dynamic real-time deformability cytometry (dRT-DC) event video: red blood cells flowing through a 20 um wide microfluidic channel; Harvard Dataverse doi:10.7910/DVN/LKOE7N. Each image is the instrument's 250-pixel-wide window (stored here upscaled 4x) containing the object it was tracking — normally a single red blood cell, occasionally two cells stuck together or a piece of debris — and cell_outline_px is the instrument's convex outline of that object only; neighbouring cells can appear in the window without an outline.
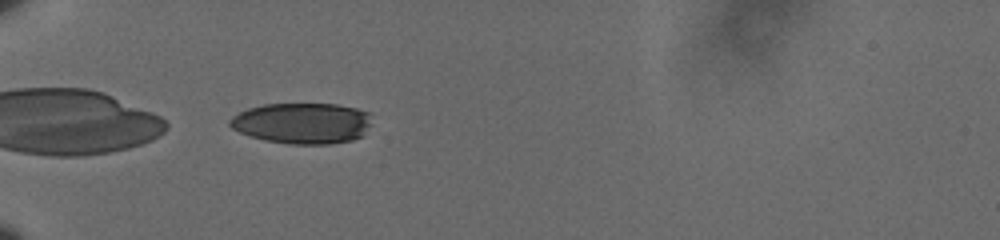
{"species": "human", "species_latin": "Homo sapiens", "temperature_condition": "cold", "stored_images_in_passage": 40, "camera_frame_rate_fps": 3000, "um_per_image_px": 0.085, "donor": {"sex": "male"}, "frame": {"image": 1, "passage_image": 1, "time_ms": 0.0, "image_size_px": [1000, 240], "cell_outline_px": [[372, 124], [364, 136], [352, 140], [332, 144], [288, 144], [264, 140], [240, 132], [232, 128], [228, 124], [228, 120], [232, 116], [248, 108], [264, 104], [336, 104], [356, 108], [368, 112]], "centroid_in_image_um": [25.72, 10.48], "position_along_channel_um": 59.3, "area_um2": 34.16}}
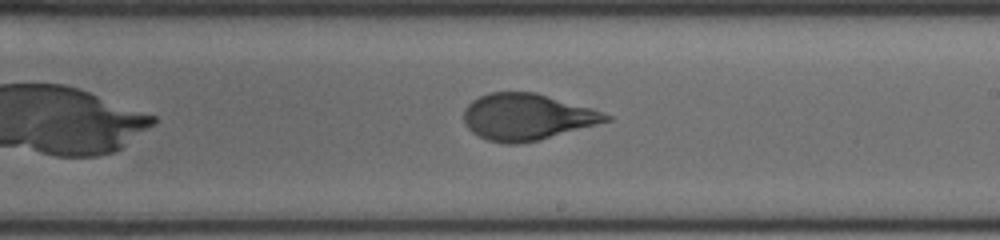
{"frame": {"image": 2, "passage_image": 18, "time_ms": 5.667, "image_size_px": [1000, 240], "cell_outline_px": [[612, 120], [540, 140], [520, 144], [504, 144], [488, 140], [472, 132], [464, 124], [464, 108], [472, 100], [488, 92], [536, 92], [588, 108], [612, 116]], "centroid_in_image_um": [44.74, 9.95], "position_along_channel_um": 244.3, "area_um2": 38.32}}
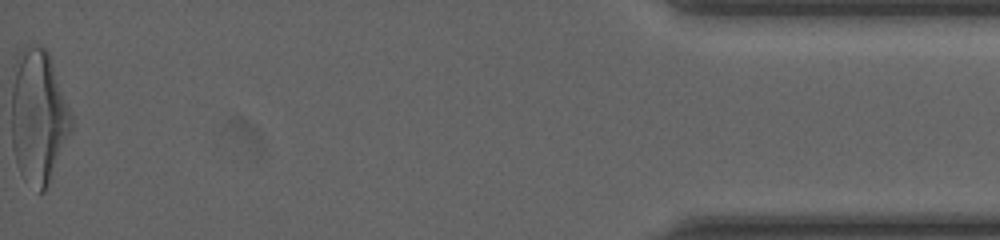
{"frame": {"image": 3, "passage_image": 40, "time_ms": 13.0, "image_size_px": [1000, 240], "cell_outline_px": [[72, 132], [48, 184], [44, 192], [40, 192], [20, 172], [16, 164], [12, 148], [12, 88], [16, 56], [24, 48], [32, 44], [48, 48], [72, 112]], "centroid_in_image_um": [3.29, 9.85], "position_along_channel_um": 431.9, "area_um2": 47.11}, "authors_computed_cell_mechanics": {"area_um2": 38.3214, "velocity_mm_per_s": 3.6027, "shape_relaxation_time_tau1_ms": 5.9315, "shape_relaxation_time_tau2_ms": 0.6552, "deformation_change_tau1": 0.2338, "deformation_change_tau2": 0.0684}}